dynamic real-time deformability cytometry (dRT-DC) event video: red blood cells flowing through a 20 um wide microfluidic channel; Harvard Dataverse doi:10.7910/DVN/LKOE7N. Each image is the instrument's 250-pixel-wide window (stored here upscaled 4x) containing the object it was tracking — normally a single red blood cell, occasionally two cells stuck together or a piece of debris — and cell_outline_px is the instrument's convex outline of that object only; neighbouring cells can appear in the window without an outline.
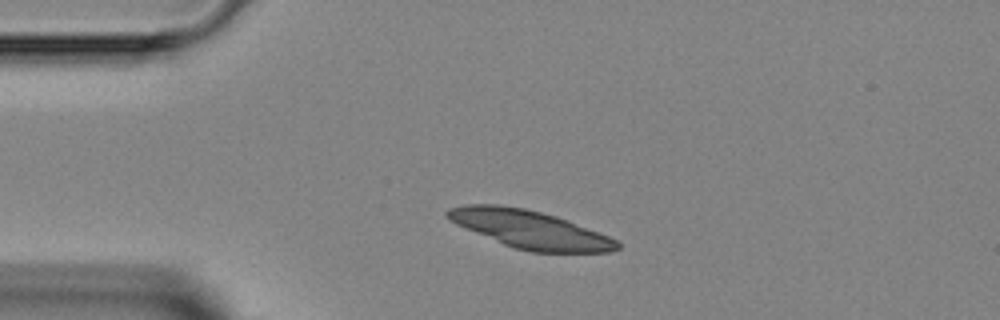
{"species": "Egyptian fruit bat (a non-hibernating species)", "species_latin": "Rousettus aegyptiacus", "temperature_condition": "room temperature", "stored_images_in_passage": 3, "camera_frame_rate_fps": 3000, "um_per_image_px": 0.085, "animal": {"sex": "female"}, "frame": {"image": 1, "passage_image": 2, "time_ms": 1.0, "image_size_px": [1000, 320], "cell_outline_px": [[620, 248], [608, 252], [532, 252], [512, 248], [464, 228], [448, 220], [444, 216], [444, 212], [448, 208], [464, 204], [496, 204], [524, 208], [556, 216], [608, 236], [616, 240], [620, 244]], "centroid_in_image_um": [44.96, 19.49], "position_along_channel_um": 40.0, "area_um2": 37.51}}